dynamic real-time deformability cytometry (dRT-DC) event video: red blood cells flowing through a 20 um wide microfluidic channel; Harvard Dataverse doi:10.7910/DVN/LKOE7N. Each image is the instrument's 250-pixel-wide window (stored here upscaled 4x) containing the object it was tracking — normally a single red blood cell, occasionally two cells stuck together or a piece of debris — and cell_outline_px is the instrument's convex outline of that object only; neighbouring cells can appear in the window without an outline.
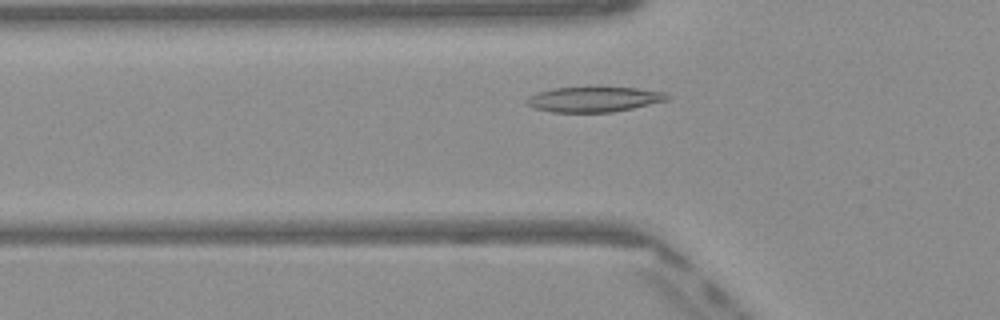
{"species": "Egyptian fruit bat (a non-hibernating species)", "species_latin": "Rousettus aegyptiacus", "temperature_condition": "warm", "stored_images_in_passage": 38, "camera_frame_rate_fps": 3000, "um_per_image_px": 0.085, "frame": {"image": 1, "passage_image": 5, "time_ms": 1.333, "image_size_px": [1000, 320], "cell_outline_px": [[672, 96], [668, 100], [632, 108], [612, 112], [552, 112], [532, 108], [524, 104], [524, 100], [528, 96], [552, 88], [588, 84], [636, 88], [664, 92]], "centroid_in_image_um": [50.44, 8.39], "position_along_channel_um": 75.4, "area_um2": 21.73}}
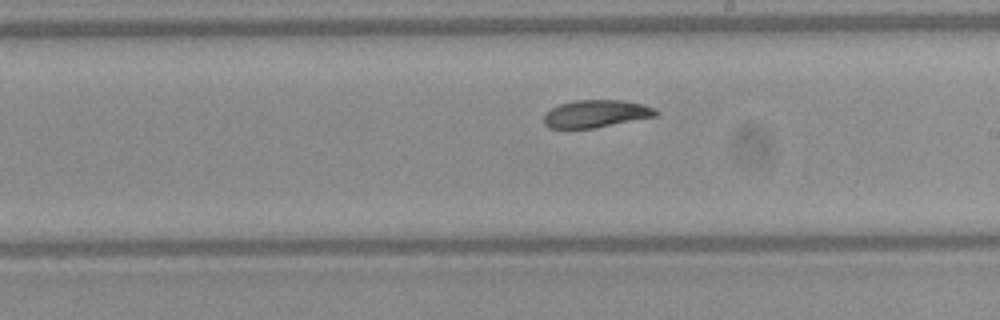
{"frame": {"image": 2, "passage_image": 17, "time_ms": 5.333, "image_size_px": [1000, 320], "cell_outline_px": [[660, 112], [656, 116], [596, 128], [548, 128], [544, 124], [544, 112], [560, 104], [576, 100], [624, 100], [644, 104], [656, 108]], "centroid_in_image_um": [50.68, 9.66], "position_along_channel_um": 238.3, "area_um2": 18.15}}
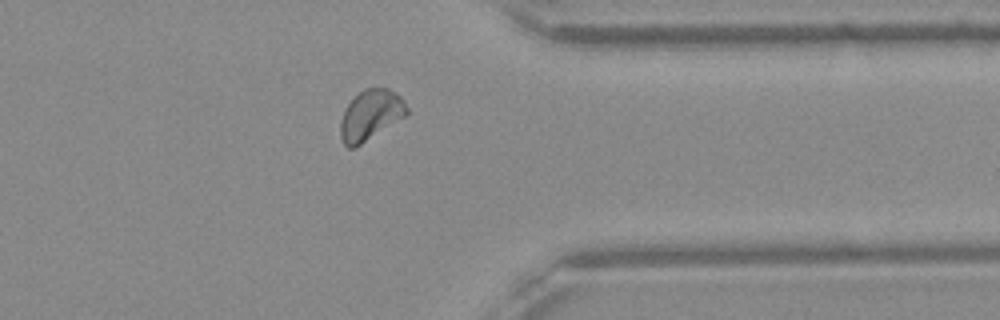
{"frame": {"image": 3, "passage_image": 28, "time_ms": 9.0, "image_size_px": [1000, 320], "cell_outline_px": [[408, 112], [404, 116], [356, 148], [348, 148], [344, 144], [340, 136], [340, 124], [344, 108], [364, 88], [388, 88], [396, 92], [404, 100], [408, 108]], "centroid_in_image_um": [31.48, 9.78], "position_along_channel_um": 379.9, "area_um2": 19.36}}